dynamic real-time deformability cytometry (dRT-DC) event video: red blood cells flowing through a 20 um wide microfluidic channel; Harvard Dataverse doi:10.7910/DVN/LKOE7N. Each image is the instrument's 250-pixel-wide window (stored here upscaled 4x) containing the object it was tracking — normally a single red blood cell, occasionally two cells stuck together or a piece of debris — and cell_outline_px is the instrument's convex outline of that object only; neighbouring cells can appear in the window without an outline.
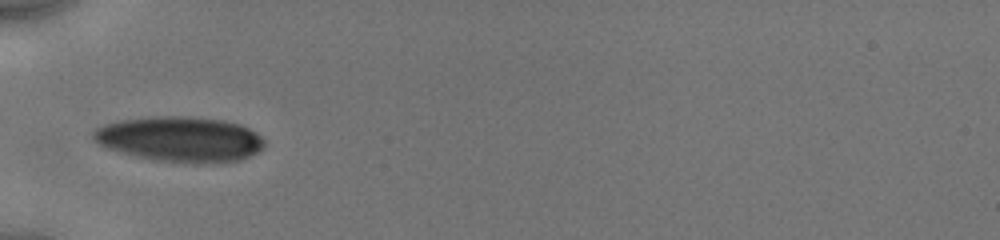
{"species": "human", "species_latin": "Homo sapiens", "temperature_condition": "cold", "stored_images_in_passage": 52, "camera_frame_rate_fps": 3000, "um_per_image_px": 0.085, "donor": {"sex": "male"}, "frame": {"image": 1, "passage_image": 1, "time_ms": 0.0, "image_size_px": [1000, 240], "cell_outline_px": [[264, 148], [240, 160], [220, 164], [196, 164], [156, 160], [136, 156], [104, 148], [96, 144], [92, 136], [92, 132], [96, 128], [104, 124], [120, 120], [156, 116], [180, 116], [224, 120], [240, 124], [256, 132], [264, 140]], "centroid_in_image_um": [15.3, 11.85], "position_along_channel_um": 69.7, "area_um2": 45.6}}
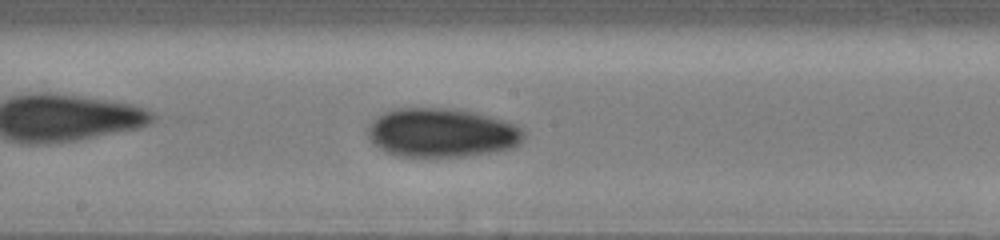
{"frame": {"image": 2, "passage_image": 16, "time_ms": 3.667, "image_size_px": [1000, 240], "cell_outline_px": [[524, 140], [520, 144], [512, 148], [496, 152], [464, 156], [400, 156], [388, 152], [372, 144], [368, 136], [368, 124], [372, 120], [384, 112], [396, 108], [452, 108], [476, 112], [504, 120], [524, 128]], "centroid_in_image_um": [37.58, 11.27], "position_along_channel_um": 210.6, "area_um2": 44.85}}
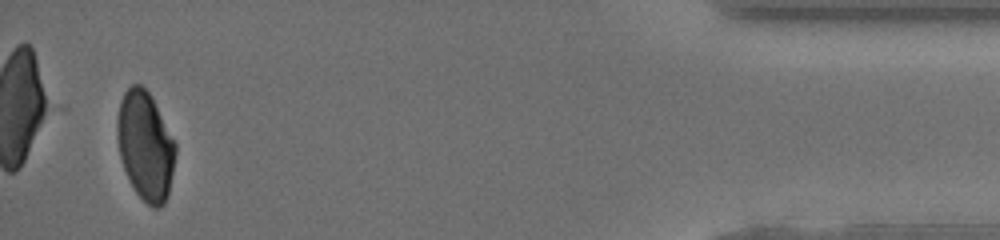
{"frame": {"image": 3, "passage_image": 47, "time_ms": 10.667, "image_size_px": [1000, 240], "cell_outline_px": [[176, 152], [168, 196], [164, 204], [160, 208], [152, 208], [136, 192], [124, 168], [120, 156], [116, 136], [116, 120], [120, 100], [124, 92], [132, 84], [140, 84], [148, 92], [176, 144]], "centroid_in_image_um": [12.34, 12.4], "position_along_channel_um": 422.9, "area_um2": 36.59}, "authors_computed_cell_mechanics": {"area_um2": 41.2692, "velocity_mm_per_s": 3.9479, "shape_relaxation_time_tau1_ms": 6.5743, "shape_relaxation_time_tau2_ms": 6.7714, "deformation_change_tau1": 0.1281, "deformation_change_tau2": 0.1006}}